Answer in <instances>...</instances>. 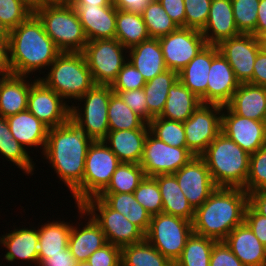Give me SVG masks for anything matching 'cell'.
I'll return each mask as SVG.
<instances>
[{
  "mask_svg": "<svg viewBox=\"0 0 266 266\" xmlns=\"http://www.w3.org/2000/svg\"><path fill=\"white\" fill-rule=\"evenodd\" d=\"M93 140L72 120L50 128L42 158L54 169L72 193L75 203H83V175L87 151Z\"/></svg>",
  "mask_w": 266,
  "mask_h": 266,
  "instance_id": "1",
  "label": "cell"
},
{
  "mask_svg": "<svg viewBox=\"0 0 266 266\" xmlns=\"http://www.w3.org/2000/svg\"><path fill=\"white\" fill-rule=\"evenodd\" d=\"M60 53L35 13L9 32V62L13 75L32 77L37 72L45 73L43 70H47Z\"/></svg>",
  "mask_w": 266,
  "mask_h": 266,
  "instance_id": "2",
  "label": "cell"
},
{
  "mask_svg": "<svg viewBox=\"0 0 266 266\" xmlns=\"http://www.w3.org/2000/svg\"><path fill=\"white\" fill-rule=\"evenodd\" d=\"M248 193L243 188L217 187L208 199L195 209L193 232L216 241L244 223Z\"/></svg>",
  "mask_w": 266,
  "mask_h": 266,
  "instance_id": "3",
  "label": "cell"
},
{
  "mask_svg": "<svg viewBox=\"0 0 266 266\" xmlns=\"http://www.w3.org/2000/svg\"><path fill=\"white\" fill-rule=\"evenodd\" d=\"M217 187L243 188L249 172L250 154L222 132L200 155Z\"/></svg>",
  "mask_w": 266,
  "mask_h": 266,
  "instance_id": "4",
  "label": "cell"
},
{
  "mask_svg": "<svg viewBox=\"0 0 266 266\" xmlns=\"http://www.w3.org/2000/svg\"><path fill=\"white\" fill-rule=\"evenodd\" d=\"M47 71L38 79L68 103L76 102L95 85L83 52H61Z\"/></svg>",
  "mask_w": 266,
  "mask_h": 266,
  "instance_id": "5",
  "label": "cell"
},
{
  "mask_svg": "<svg viewBox=\"0 0 266 266\" xmlns=\"http://www.w3.org/2000/svg\"><path fill=\"white\" fill-rule=\"evenodd\" d=\"M35 14L61 52L84 51L88 39L77 12L69 3L46 4Z\"/></svg>",
  "mask_w": 266,
  "mask_h": 266,
  "instance_id": "6",
  "label": "cell"
},
{
  "mask_svg": "<svg viewBox=\"0 0 266 266\" xmlns=\"http://www.w3.org/2000/svg\"><path fill=\"white\" fill-rule=\"evenodd\" d=\"M113 93L111 86L95 84L76 101V104L73 102L71 105V120L93 141L104 140L107 137V111ZM77 102H82V105H77Z\"/></svg>",
  "mask_w": 266,
  "mask_h": 266,
  "instance_id": "7",
  "label": "cell"
},
{
  "mask_svg": "<svg viewBox=\"0 0 266 266\" xmlns=\"http://www.w3.org/2000/svg\"><path fill=\"white\" fill-rule=\"evenodd\" d=\"M128 49L116 38L88 41L83 54L96 85H109L128 61Z\"/></svg>",
  "mask_w": 266,
  "mask_h": 266,
  "instance_id": "8",
  "label": "cell"
},
{
  "mask_svg": "<svg viewBox=\"0 0 266 266\" xmlns=\"http://www.w3.org/2000/svg\"><path fill=\"white\" fill-rule=\"evenodd\" d=\"M193 233L192 222L165 213L151 216L145 239L172 263L181 256L188 237Z\"/></svg>",
  "mask_w": 266,
  "mask_h": 266,
  "instance_id": "9",
  "label": "cell"
},
{
  "mask_svg": "<svg viewBox=\"0 0 266 266\" xmlns=\"http://www.w3.org/2000/svg\"><path fill=\"white\" fill-rule=\"evenodd\" d=\"M100 225L107 243L123 248L142 242L145 234L120 212L111 209L101 198L94 196L81 204Z\"/></svg>",
  "mask_w": 266,
  "mask_h": 266,
  "instance_id": "10",
  "label": "cell"
},
{
  "mask_svg": "<svg viewBox=\"0 0 266 266\" xmlns=\"http://www.w3.org/2000/svg\"><path fill=\"white\" fill-rule=\"evenodd\" d=\"M121 162L103 141H93L88 148L83 175V203L98 196L110 183Z\"/></svg>",
  "mask_w": 266,
  "mask_h": 266,
  "instance_id": "11",
  "label": "cell"
},
{
  "mask_svg": "<svg viewBox=\"0 0 266 266\" xmlns=\"http://www.w3.org/2000/svg\"><path fill=\"white\" fill-rule=\"evenodd\" d=\"M194 156L187 147L168 145L149 131L145 139L140 165L147 177L173 174Z\"/></svg>",
  "mask_w": 266,
  "mask_h": 266,
  "instance_id": "12",
  "label": "cell"
},
{
  "mask_svg": "<svg viewBox=\"0 0 266 266\" xmlns=\"http://www.w3.org/2000/svg\"><path fill=\"white\" fill-rule=\"evenodd\" d=\"M222 106L201 103L183 123L187 149L200 156L221 133Z\"/></svg>",
  "mask_w": 266,
  "mask_h": 266,
  "instance_id": "13",
  "label": "cell"
},
{
  "mask_svg": "<svg viewBox=\"0 0 266 266\" xmlns=\"http://www.w3.org/2000/svg\"><path fill=\"white\" fill-rule=\"evenodd\" d=\"M54 90L37 79L30 87L27 110L49 129L71 120V106Z\"/></svg>",
  "mask_w": 266,
  "mask_h": 266,
  "instance_id": "14",
  "label": "cell"
},
{
  "mask_svg": "<svg viewBox=\"0 0 266 266\" xmlns=\"http://www.w3.org/2000/svg\"><path fill=\"white\" fill-rule=\"evenodd\" d=\"M158 40L166 67L176 72L182 70L206 45L201 31L187 27H178Z\"/></svg>",
  "mask_w": 266,
  "mask_h": 266,
  "instance_id": "15",
  "label": "cell"
},
{
  "mask_svg": "<svg viewBox=\"0 0 266 266\" xmlns=\"http://www.w3.org/2000/svg\"><path fill=\"white\" fill-rule=\"evenodd\" d=\"M221 132L248 154L266 145V122L248 119L222 106Z\"/></svg>",
  "mask_w": 266,
  "mask_h": 266,
  "instance_id": "16",
  "label": "cell"
},
{
  "mask_svg": "<svg viewBox=\"0 0 266 266\" xmlns=\"http://www.w3.org/2000/svg\"><path fill=\"white\" fill-rule=\"evenodd\" d=\"M219 52L232 67L240 83H248L253 76L254 62L260 51L259 42L253 34H240L217 45Z\"/></svg>",
  "mask_w": 266,
  "mask_h": 266,
  "instance_id": "17",
  "label": "cell"
},
{
  "mask_svg": "<svg viewBox=\"0 0 266 266\" xmlns=\"http://www.w3.org/2000/svg\"><path fill=\"white\" fill-rule=\"evenodd\" d=\"M173 175L194 209L201 206L217 188L200 156H194Z\"/></svg>",
  "mask_w": 266,
  "mask_h": 266,
  "instance_id": "18",
  "label": "cell"
},
{
  "mask_svg": "<svg viewBox=\"0 0 266 266\" xmlns=\"http://www.w3.org/2000/svg\"><path fill=\"white\" fill-rule=\"evenodd\" d=\"M75 207L78 210V215H80L78 219L84 217L83 220H86L84 221L86 223L83 224L81 220H78L80 222L77 221V226L72 222L68 248L77 262L87 261L92 253L106 245L107 241L100 225L83 209V206L75 204Z\"/></svg>",
  "mask_w": 266,
  "mask_h": 266,
  "instance_id": "19",
  "label": "cell"
},
{
  "mask_svg": "<svg viewBox=\"0 0 266 266\" xmlns=\"http://www.w3.org/2000/svg\"><path fill=\"white\" fill-rule=\"evenodd\" d=\"M80 19L88 41L114 39L117 8L99 5H71Z\"/></svg>",
  "mask_w": 266,
  "mask_h": 266,
  "instance_id": "20",
  "label": "cell"
},
{
  "mask_svg": "<svg viewBox=\"0 0 266 266\" xmlns=\"http://www.w3.org/2000/svg\"><path fill=\"white\" fill-rule=\"evenodd\" d=\"M13 228L14 230H9L5 235L0 236V246L5 247L6 254H4V259L7 263L18 262V260L30 262L29 265L33 264L39 265L38 259V228L35 226L24 227L19 226ZM24 227V228H23ZM37 228V229H36ZM17 259V260H16Z\"/></svg>",
  "mask_w": 266,
  "mask_h": 266,
  "instance_id": "21",
  "label": "cell"
},
{
  "mask_svg": "<svg viewBox=\"0 0 266 266\" xmlns=\"http://www.w3.org/2000/svg\"><path fill=\"white\" fill-rule=\"evenodd\" d=\"M219 53L217 45L206 44L200 52L178 72V80L207 104L208 75L212 59Z\"/></svg>",
  "mask_w": 266,
  "mask_h": 266,
  "instance_id": "22",
  "label": "cell"
},
{
  "mask_svg": "<svg viewBox=\"0 0 266 266\" xmlns=\"http://www.w3.org/2000/svg\"><path fill=\"white\" fill-rule=\"evenodd\" d=\"M240 82L228 61L219 52L210 66L207 85V104L226 106Z\"/></svg>",
  "mask_w": 266,
  "mask_h": 266,
  "instance_id": "23",
  "label": "cell"
},
{
  "mask_svg": "<svg viewBox=\"0 0 266 266\" xmlns=\"http://www.w3.org/2000/svg\"><path fill=\"white\" fill-rule=\"evenodd\" d=\"M206 44L218 45L221 41L240 35L236 26L231 0H212L207 23L201 31Z\"/></svg>",
  "mask_w": 266,
  "mask_h": 266,
  "instance_id": "24",
  "label": "cell"
},
{
  "mask_svg": "<svg viewBox=\"0 0 266 266\" xmlns=\"http://www.w3.org/2000/svg\"><path fill=\"white\" fill-rule=\"evenodd\" d=\"M224 242L244 266H266V246L245 222L235 227Z\"/></svg>",
  "mask_w": 266,
  "mask_h": 266,
  "instance_id": "25",
  "label": "cell"
},
{
  "mask_svg": "<svg viewBox=\"0 0 266 266\" xmlns=\"http://www.w3.org/2000/svg\"><path fill=\"white\" fill-rule=\"evenodd\" d=\"M31 76H0V115L7 118L27 110L31 85L38 79Z\"/></svg>",
  "mask_w": 266,
  "mask_h": 266,
  "instance_id": "26",
  "label": "cell"
},
{
  "mask_svg": "<svg viewBox=\"0 0 266 266\" xmlns=\"http://www.w3.org/2000/svg\"><path fill=\"white\" fill-rule=\"evenodd\" d=\"M7 123L13 138L28 148H40L43 154L49 128L30 111L26 110L8 116Z\"/></svg>",
  "mask_w": 266,
  "mask_h": 266,
  "instance_id": "27",
  "label": "cell"
},
{
  "mask_svg": "<svg viewBox=\"0 0 266 266\" xmlns=\"http://www.w3.org/2000/svg\"><path fill=\"white\" fill-rule=\"evenodd\" d=\"M226 106L237 115L266 122V87L240 83Z\"/></svg>",
  "mask_w": 266,
  "mask_h": 266,
  "instance_id": "28",
  "label": "cell"
},
{
  "mask_svg": "<svg viewBox=\"0 0 266 266\" xmlns=\"http://www.w3.org/2000/svg\"><path fill=\"white\" fill-rule=\"evenodd\" d=\"M150 129L109 130L103 140L120 162L140 164Z\"/></svg>",
  "mask_w": 266,
  "mask_h": 266,
  "instance_id": "29",
  "label": "cell"
},
{
  "mask_svg": "<svg viewBox=\"0 0 266 266\" xmlns=\"http://www.w3.org/2000/svg\"><path fill=\"white\" fill-rule=\"evenodd\" d=\"M128 61L143 75L146 82L168 69L159 40L155 38L128 49Z\"/></svg>",
  "mask_w": 266,
  "mask_h": 266,
  "instance_id": "30",
  "label": "cell"
},
{
  "mask_svg": "<svg viewBox=\"0 0 266 266\" xmlns=\"http://www.w3.org/2000/svg\"><path fill=\"white\" fill-rule=\"evenodd\" d=\"M157 181L162 197V213L193 221L195 209L191 206L173 174L153 176Z\"/></svg>",
  "mask_w": 266,
  "mask_h": 266,
  "instance_id": "31",
  "label": "cell"
},
{
  "mask_svg": "<svg viewBox=\"0 0 266 266\" xmlns=\"http://www.w3.org/2000/svg\"><path fill=\"white\" fill-rule=\"evenodd\" d=\"M72 222L56 220L38 224V259L39 264L50 255H55L68 248Z\"/></svg>",
  "mask_w": 266,
  "mask_h": 266,
  "instance_id": "32",
  "label": "cell"
},
{
  "mask_svg": "<svg viewBox=\"0 0 266 266\" xmlns=\"http://www.w3.org/2000/svg\"><path fill=\"white\" fill-rule=\"evenodd\" d=\"M200 104V98L177 80L168 91L164 109L159 117L184 123Z\"/></svg>",
  "mask_w": 266,
  "mask_h": 266,
  "instance_id": "33",
  "label": "cell"
},
{
  "mask_svg": "<svg viewBox=\"0 0 266 266\" xmlns=\"http://www.w3.org/2000/svg\"><path fill=\"white\" fill-rule=\"evenodd\" d=\"M98 197L111 209L124 215L144 234L147 233L152 215L136 201L133 193H100Z\"/></svg>",
  "mask_w": 266,
  "mask_h": 266,
  "instance_id": "34",
  "label": "cell"
},
{
  "mask_svg": "<svg viewBox=\"0 0 266 266\" xmlns=\"http://www.w3.org/2000/svg\"><path fill=\"white\" fill-rule=\"evenodd\" d=\"M0 158L10 161L17 168L21 169L23 174L33 175L35 170V162L30 156V152L26 150L18 141L13 138L9 130L7 119L0 115ZM5 158V159H4Z\"/></svg>",
  "mask_w": 266,
  "mask_h": 266,
  "instance_id": "35",
  "label": "cell"
},
{
  "mask_svg": "<svg viewBox=\"0 0 266 266\" xmlns=\"http://www.w3.org/2000/svg\"><path fill=\"white\" fill-rule=\"evenodd\" d=\"M115 38L126 49L150 39L142 15L117 9Z\"/></svg>",
  "mask_w": 266,
  "mask_h": 266,
  "instance_id": "36",
  "label": "cell"
},
{
  "mask_svg": "<svg viewBox=\"0 0 266 266\" xmlns=\"http://www.w3.org/2000/svg\"><path fill=\"white\" fill-rule=\"evenodd\" d=\"M177 80L178 72L167 69L147 81L144 85L143 90L147 101V110L153 118L161 115L167 100L168 91Z\"/></svg>",
  "mask_w": 266,
  "mask_h": 266,
  "instance_id": "37",
  "label": "cell"
},
{
  "mask_svg": "<svg viewBox=\"0 0 266 266\" xmlns=\"http://www.w3.org/2000/svg\"><path fill=\"white\" fill-rule=\"evenodd\" d=\"M121 266H174L146 239L121 248Z\"/></svg>",
  "mask_w": 266,
  "mask_h": 266,
  "instance_id": "38",
  "label": "cell"
},
{
  "mask_svg": "<svg viewBox=\"0 0 266 266\" xmlns=\"http://www.w3.org/2000/svg\"><path fill=\"white\" fill-rule=\"evenodd\" d=\"M107 115L109 130L149 129V125L116 93L110 97Z\"/></svg>",
  "mask_w": 266,
  "mask_h": 266,
  "instance_id": "39",
  "label": "cell"
},
{
  "mask_svg": "<svg viewBox=\"0 0 266 266\" xmlns=\"http://www.w3.org/2000/svg\"><path fill=\"white\" fill-rule=\"evenodd\" d=\"M216 240L192 233L185 244L181 256L174 266H209L212 247Z\"/></svg>",
  "mask_w": 266,
  "mask_h": 266,
  "instance_id": "40",
  "label": "cell"
},
{
  "mask_svg": "<svg viewBox=\"0 0 266 266\" xmlns=\"http://www.w3.org/2000/svg\"><path fill=\"white\" fill-rule=\"evenodd\" d=\"M144 177L140 164L121 162L101 193H133Z\"/></svg>",
  "mask_w": 266,
  "mask_h": 266,
  "instance_id": "41",
  "label": "cell"
},
{
  "mask_svg": "<svg viewBox=\"0 0 266 266\" xmlns=\"http://www.w3.org/2000/svg\"><path fill=\"white\" fill-rule=\"evenodd\" d=\"M141 15L150 38L158 39L178 28L158 0L150 1Z\"/></svg>",
  "mask_w": 266,
  "mask_h": 266,
  "instance_id": "42",
  "label": "cell"
},
{
  "mask_svg": "<svg viewBox=\"0 0 266 266\" xmlns=\"http://www.w3.org/2000/svg\"><path fill=\"white\" fill-rule=\"evenodd\" d=\"M148 125L150 132L164 143L174 147H187L183 122L155 117Z\"/></svg>",
  "mask_w": 266,
  "mask_h": 266,
  "instance_id": "43",
  "label": "cell"
},
{
  "mask_svg": "<svg viewBox=\"0 0 266 266\" xmlns=\"http://www.w3.org/2000/svg\"><path fill=\"white\" fill-rule=\"evenodd\" d=\"M260 0H231L234 20L240 34H253Z\"/></svg>",
  "mask_w": 266,
  "mask_h": 266,
  "instance_id": "44",
  "label": "cell"
},
{
  "mask_svg": "<svg viewBox=\"0 0 266 266\" xmlns=\"http://www.w3.org/2000/svg\"><path fill=\"white\" fill-rule=\"evenodd\" d=\"M136 201L151 215L162 213V197L157 181L145 176L133 192Z\"/></svg>",
  "mask_w": 266,
  "mask_h": 266,
  "instance_id": "45",
  "label": "cell"
},
{
  "mask_svg": "<svg viewBox=\"0 0 266 266\" xmlns=\"http://www.w3.org/2000/svg\"><path fill=\"white\" fill-rule=\"evenodd\" d=\"M266 189V145L250 155L245 191L249 194Z\"/></svg>",
  "mask_w": 266,
  "mask_h": 266,
  "instance_id": "46",
  "label": "cell"
},
{
  "mask_svg": "<svg viewBox=\"0 0 266 266\" xmlns=\"http://www.w3.org/2000/svg\"><path fill=\"white\" fill-rule=\"evenodd\" d=\"M212 0H184L185 27L202 31L207 23Z\"/></svg>",
  "mask_w": 266,
  "mask_h": 266,
  "instance_id": "47",
  "label": "cell"
},
{
  "mask_svg": "<svg viewBox=\"0 0 266 266\" xmlns=\"http://www.w3.org/2000/svg\"><path fill=\"white\" fill-rule=\"evenodd\" d=\"M32 13L19 0H0V20L9 31L25 21Z\"/></svg>",
  "mask_w": 266,
  "mask_h": 266,
  "instance_id": "48",
  "label": "cell"
},
{
  "mask_svg": "<svg viewBox=\"0 0 266 266\" xmlns=\"http://www.w3.org/2000/svg\"><path fill=\"white\" fill-rule=\"evenodd\" d=\"M145 84L143 75L130 61H127L111 87L113 91H130L143 88Z\"/></svg>",
  "mask_w": 266,
  "mask_h": 266,
  "instance_id": "49",
  "label": "cell"
},
{
  "mask_svg": "<svg viewBox=\"0 0 266 266\" xmlns=\"http://www.w3.org/2000/svg\"><path fill=\"white\" fill-rule=\"evenodd\" d=\"M147 124L153 119L147 110V101L143 88L130 91H113Z\"/></svg>",
  "mask_w": 266,
  "mask_h": 266,
  "instance_id": "50",
  "label": "cell"
},
{
  "mask_svg": "<svg viewBox=\"0 0 266 266\" xmlns=\"http://www.w3.org/2000/svg\"><path fill=\"white\" fill-rule=\"evenodd\" d=\"M92 266H121V248L107 243L87 259Z\"/></svg>",
  "mask_w": 266,
  "mask_h": 266,
  "instance_id": "51",
  "label": "cell"
},
{
  "mask_svg": "<svg viewBox=\"0 0 266 266\" xmlns=\"http://www.w3.org/2000/svg\"><path fill=\"white\" fill-rule=\"evenodd\" d=\"M209 266H244L224 241H216L212 247Z\"/></svg>",
  "mask_w": 266,
  "mask_h": 266,
  "instance_id": "52",
  "label": "cell"
},
{
  "mask_svg": "<svg viewBox=\"0 0 266 266\" xmlns=\"http://www.w3.org/2000/svg\"><path fill=\"white\" fill-rule=\"evenodd\" d=\"M244 222L251 228L260 242L266 246V217L258 214L249 204L245 210Z\"/></svg>",
  "mask_w": 266,
  "mask_h": 266,
  "instance_id": "53",
  "label": "cell"
},
{
  "mask_svg": "<svg viewBox=\"0 0 266 266\" xmlns=\"http://www.w3.org/2000/svg\"><path fill=\"white\" fill-rule=\"evenodd\" d=\"M169 17L178 27H185L184 0H158Z\"/></svg>",
  "mask_w": 266,
  "mask_h": 266,
  "instance_id": "54",
  "label": "cell"
},
{
  "mask_svg": "<svg viewBox=\"0 0 266 266\" xmlns=\"http://www.w3.org/2000/svg\"><path fill=\"white\" fill-rule=\"evenodd\" d=\"M253 67V76L248 83L266 87V54H264L262 51H259Z\"/></svg>",
  "mask_w": 266,
  "mask_h": 266,
  "instance_id": "55",
  "label": "cell"
},
{
  "mask_svg": "<svg viewBox=\"0 0 266 266\" xmlns=\"http://www.w3.org/2000/svg\"><path fill=\"white\" fill-rule=\"evenodd\" d=\"M76 262L69 248H67L60 251V253L45 258L38 266H75Z\"/></svg>",
  "mask_w": 266,
  "mask_h": 266,
  "instance_id": "56",
  "label": "cell"
},
{
  "mask_svg": "<svg viewBox=\"0 0 266 266\" xmlns=\"http://www.w3.org/2000/svg\"><path fill=\"white\" fill-rule=\"evenodd\" d=\"M152 0H111V3L120 10L141 14Z\"/></svg>",
  "mask_w": 266,
  "mask_h": 266,
  "instance_id": "57",
  "label": "cell"
},
{
  "mask_svg": "<svg viewBox=\"0 0 266 266\" xmlns=\"http://www.w3.org/2000/svg\"><path fill=\"white\" fill-rule=\"evenodd\" d=\"M248 204L260 215L266 217V189L248 194Z\"/></svg>",
  "mask_w": 266,
  "mask_h": 266,
  "instance_id": "58",
  "label": "cell"
},
{
  "mask_svg": "<svg viewBox=\"0 0 266 266\" xmlns=\"http://www.w3.org/2000/svg\"><path fill=\"white\" fill-rule=\"evenodd\" d=\"M9 40H0V76L10 75Z\"/></svg>",
  "mask_w": 266,
  "mask_h": 266,
  "instance_id": "59",
  "label": "cell"
},
{
  "mask_svg": "<svg viewBox=\"0 0 266 266\" xmlns=\"http://www.w3.org/2000/svg\"><path fill=\"white\" fill-rule=\"evenodd\" d=\"M257 15L255 36L259 37L266 34V0H260Z\"/></svg>",
  "mask_w": 266,
  "mask_h": 266,
  "instance_id": "60",
  "label": "cell"
},
{
  "mask_svg": "<svg viewBox=\"0 0 266 266\" xmlns=\"http://www.w3.org/2000/svg\"><path fill=\"white\" fill-rule=\"evenodd\" d=\"M70 5H99L110 6L111 0H71Z\"/></svg>",
  "mask_w": 266,
  "mask_h": 266,
  "instance_id": "61",
  "label": "cell"
},
{
  "mask_svg": "<svg viewBox=\"0 0 266 266\" xmlns=\"http://www.w3.org/2000/svg\"><path fill=\"white\" fill-rule=\"evenodd\" d=\"M26 7H28L33 13L44 6V0H19Z\"/></svg>",
  "mask_w": 266,
  "mask_h": 266,
  "instance_id": "62",
  "label": "cell"
},
{
  "mask_svg": "<svg viewBox=\"0 0 266 266\" xmlns=\"http://www.w3.org/2000/svg\"><path fill=\"white\" fill-rule=\"evenodd\" d=\"M9 29L0 20V40H9Z\"/></svg>",
  "mask_w": 266,
  "mask_h": 266,
  "instance_id": "63",
  "label": "cell"
},
{
  "mask_svg": "<svg viewBox=\"0 0 266 266\" xmlns=\"http://www.w3.org/2000/svg\"><path fill=\"white\" fill-rule=\"evenodd\" d=\"M259 46H260V51H262L264 54H266V34L257 37Z\"/></svg>",
  "mask_w": 266,
  "mask_h": 266,
  "instance_id": "64",
  "label": "cell"
},
{
  "mask_svg": "<svg viewBox=\"0 0 266 266\" xmlns=\"http://www.w3.org/2000/svg\"><path fill=\"white\" fill-rule=\"evenodd\" d=\"M71 0H44V5L46 4H58V3H70Z\"/></svg>",
  "mask_w": 266,
  "mask_h": 266,
  "instance_id": "65",
  "label": "cell"
},
{
  "mask_svg": "<svg viewBox=\"0 0 266 266\" xmlns=\"http://www.w3.org/2000/svg\"><path fill=\"white\" fill-rule=\"evenodd\" d=\"M75 266H92L88 261L76 262Z\"/></svg>",
  "mask_w": 266,
  "mask_h": 266,
  "instance_id": "66",
  "label": "cell"
}]
</instances>
